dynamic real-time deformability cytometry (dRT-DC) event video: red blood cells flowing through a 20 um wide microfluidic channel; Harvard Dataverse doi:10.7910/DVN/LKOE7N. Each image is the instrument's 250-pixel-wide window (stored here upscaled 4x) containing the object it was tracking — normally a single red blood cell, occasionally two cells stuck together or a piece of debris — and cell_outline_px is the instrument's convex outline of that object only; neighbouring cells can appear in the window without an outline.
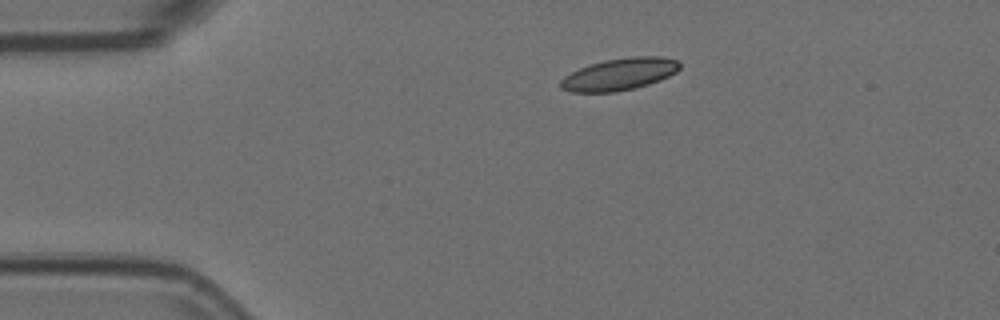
{"species": "Egyptian fruit bat (a non-hibernating species)", "species_latin": "Rousettus aegyptiacus", "temperature_condition": "room temperature", "stored_images_in_passage": 4, "camera_frame_rate_fps": 3000, "um_per_image_px": 0.085, "animal": {"sex": "female"}, "frame": {"image": 1, "passage_image": 1, "time_ms": 0.0, "image_size_px": [1000, 320], "cell_outline_px": [[680, 68], [676, 72], [660, 80], [636, 88], [616, 92], [572, 92], [560, 88], [560, 80], [564, 76], [580, 68], [604, 60], [632, 56], [660, 56], [680, 60]], "centroid_in_image_um": [52.68, 6.3], "position_along_channel_um": 32.3, "area_um2": 22.31}}
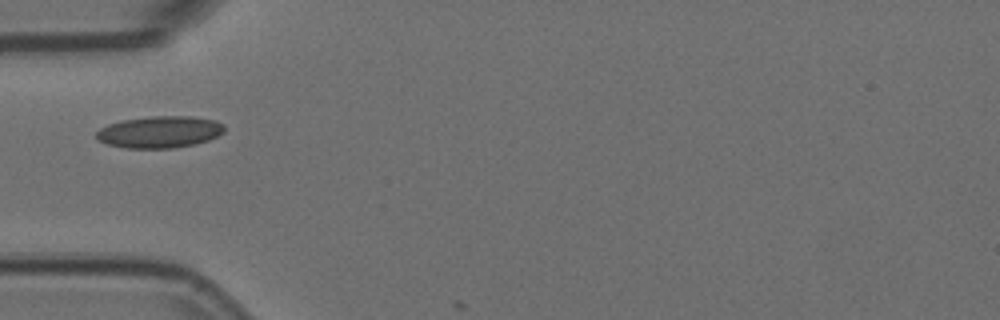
{"frame": {"image": 2, "passage_image": 3, "time_ms": 0.667, "image_size_px": [1000, 320], "cell_outline_px": [[224, 132], [208, 140], [196, 144], [172, 148], [124, 148], [108, 144], [96, 140], [96, 132], [100, 128], [108, 124], [124, 120], [152, 116], [192, 116], [216, 120], [224, 124]], "centroid_in_image_um": [13.57, 11.22], "position_along_channel_um": 71.4, "area_um2": 23.81}}